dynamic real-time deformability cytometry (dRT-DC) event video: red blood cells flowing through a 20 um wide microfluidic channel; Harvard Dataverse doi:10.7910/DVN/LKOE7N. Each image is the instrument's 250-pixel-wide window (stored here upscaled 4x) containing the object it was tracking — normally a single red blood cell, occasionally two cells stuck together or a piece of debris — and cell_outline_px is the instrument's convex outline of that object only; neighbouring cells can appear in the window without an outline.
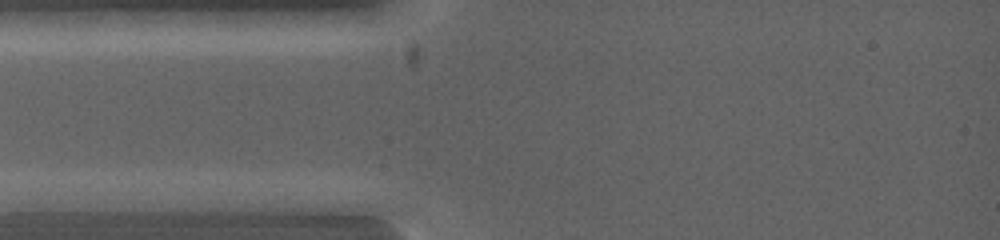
{"species": "common noctule bat (a hibernating species)", "species_latin": "Nyctalus noctula", "temperature_condition": "warm", "stored_images_in_passage": 2, "camera_frame_rate_fps": 5000, "um_per_image_px": 0.085, "animal": {"sex": "female", "body_mass_g": 19.0, "forearm_length_mm": 53.3}, "frame": {"image": 1, "passage_image": 1, "time_ms": 0.0, "image_size_px": [1000, 240], "cell_outline_px": [[124, 200], [96, 212], [16, 212], [12, 200], [32, 192], [120, 192]], "centroid_in_image_um": [5.63, 17.15], "position_along_channel_um": 79.4, "area_um2": 14.1}}